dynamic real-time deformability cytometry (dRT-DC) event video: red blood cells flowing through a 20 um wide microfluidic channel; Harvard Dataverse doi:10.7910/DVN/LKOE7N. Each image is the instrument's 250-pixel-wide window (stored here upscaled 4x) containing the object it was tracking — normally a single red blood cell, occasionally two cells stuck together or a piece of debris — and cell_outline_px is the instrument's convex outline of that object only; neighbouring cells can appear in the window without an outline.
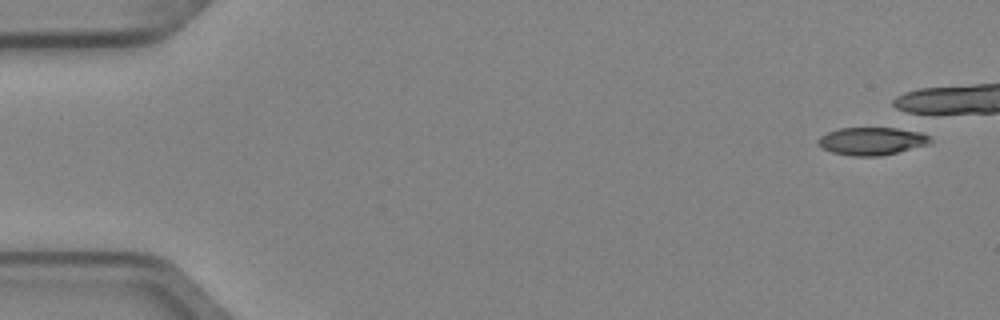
{"species": "Egyptian fruit bat (a non-hibernating species)", "species_latin": "Rousettus aegyptiacus", "temperature_condition": "cold", "stored_images_in_passage": 1, "camera_frame_rate_fps": 3000, "um_per_image_px": 0.085, "animal": {"sex": "female"}, "frame": {"image": 1, "passage_image": 1, "time_ms": 0.0, "image_size_px": [1000, 320], "cell_outline_px": [[932, 144], [880, 156], [852, 156], [832, 152], [820, 148], [816, 144], [816, 140], [820, 136], [828, 132], [840, 128], [912, 128], [928, 136], [932, 140]], "centroid_in_image_um": [74.12, 11.99], "position_along_channel_um": 10.9, "area_um2": 18.55}}